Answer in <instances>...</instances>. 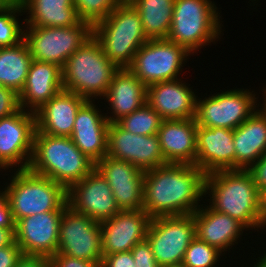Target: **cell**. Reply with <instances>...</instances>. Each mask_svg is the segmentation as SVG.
<instances>
[{"instance_id":"obj_1","label":"cell","mask_w":266,"mask_h":267,"mask_svg":"<svg viewBox=\"0 0 266 267\" xmlns=\"http://www.w3.org/2000/svg\"><path fill=\"white\" fill-rule=\"evenodd\" d=\"M205 178L190 164L168 163L146 171L142 209L151 219L193 214L205 197Z\"/></svg>"},{"instance_id":"obj_2","label":"cell","mask_w":266,"mask_h":267,"mask_svg":"<svg viewBox=\"0 0 266 267\" xmlns=\"http://www.w3.org/2000/svg\"><path fill=\"white\" fill-rule=\"evenodd\" d=\"M204 194L209 195L212 209L238 220L248 231L266 228L259 216L260 191L250 170H219L207 174Z\"/></svg>"},{"instance_id":"obj_3","label":"cell","mask_w":266,"mask_h":267,"mask_svg":"<svg viewBox=\"0 0 266 267\" xmlns=\"http://www.w3.org/2000/svg\"><path fill=\"white\" fill-rule=\"evenodd\" d=\"M95 168V162L82 153L70 137L35 131L33 153L28 169L48 177L68 189Z\"/></svg>"},{"instance_id":"obj_4","label":"cell","mask_w":266,"mask_h":267,"mask_svg":"<svg viewBox=\"0 0 266 267\" xmlns=\"http://www.w3.org/2000/svg\"><path fill=\"white\" fill-rule=\"evenodd\" d=\"M93 37L104 55L119 68H128L148 39L141 17L132 3L117 4L103 20L93 25Z\"/></svg>"},{"instance_id":"obj_5","label":"cell","mask_w":266,"mask_h":267,"mask_svg":"<svg viewBox=\"0 0 266 267\" xmlns=\"http://www.w3.org/2000/svg\"><path fill=\"white\" fill-rule=\"evenodd\" d=\"M118 70L119 67L104 55L101 45L92 36L62 68L63 89L87 100L101 99Z\"/></svg>"},{"instance_id":"obj_6","label":"cell","mask_w":266,"mask_h":267,"mask_svg":"<svg viewBox=\"0 0 266 267\" xmlns=\"http://www.w3.org/2000/svg\"><path fill=\"white\" fill-rule=\"evenodd\" d=\"M214 0H175L168 40L185 47L191 54L222 37L224 26ZM222 32V33H221Z\"/></svg>"},{"instance_id":"obj_7","label":"cell","mask_w":266,"mask_h":267,"mask_svg":"<svg viewBox=\"0 0 266 267\" xmlns=\"http://www.w3.org/2000/svg\"><path fill=\"white\" fill-rule=\"evenodd\" d=\"M11 174L10 183L6 182L3 190L9 198L15 223L30 215L63 211L68 206L67 189L63 185L29 169H15Z\"/></svg>"},{"instance_id":"obj_8","label":"cell","mask_w":266,"mask_h":267,"mask_svg":"<svg viewBox=\"0 0 266 267\" xmlns=\"http://www.w3.org/2000/svg\"><path fill=\"white\" fill-rule=\"evenodd\" d=\"M220 91L206 95L203 100L197 97L194 117L197 126L234 130L260 107L259 97L251 88Z\"/></svg>"},{"instance_id":"obj_9","label":"cell","mask_w":266,"mask_h":267,"mask_svg":"<svg viewBox=\"0 0 266 267\" xmlns=\"http://www.w3.org/2000/svg\"><path fill=\"white\" fill-rule=\"evenodd\" d=\"M93 36V26L85 21L71 27H25L33 60L64 67L67 59Z\"/></svg>"},{"instance_id":"obj_10","label":"cell","mask_w":266,"mask_h":267,"mask_svg":"<svg viewBox=\"0 0 266 267\" xmlns=\"http://www.w3.org/2000/svg\"><path fill=\"white\" fill-rule=\"evenodd\" d=\"M190 55L193 56L185 47L168 39H149L136 52L128 68L148 87L179 79Z\"/></svg>"},{"instance_id":"obj_11","label":"cell","mask_w":266,"mask_h":267,"mask_svg":"<svg viewBox=\"0 0 266 267\" xmlns=\"http://www.w3.org/2000/svg\"><path fill=\"white\" fill-rule=\"evenodd\" d=\"M195 237L193 214L152 218L146 234L159 266L182 263Z\"/></svg>"},{"instance_id":"obj_12","label":"cell","mask_w":266,"mask_h":267,"mask_svg":"<svg viewBox=\"0 0 266 267\" xmlns=\"http://www.w3.org/2000/svg\"><path fill=\"white\" fill-rule=\"evenodd\" d=\"M78 259L102 263L101 225L67 206L59 225L58 251Z\"/></svg>"},{"instance_id":"obj_13","label":"cell","mask_w":266,"mask_h":267,"mask_svg":"<svg viewBox=\"0 0 266 267\" xmlns=\"http://www.w3.org/2000/svg\"><path fill=\"white\" fill-rule=\"evenodd\" d=\"M35 131V113L22 108L0 119V169L7 171L10 168L8 172L17 167L18 170L28 169Z\"/></svg>"},{"instance_id":"obj_14","label":"cell","mask_w":266,"mask_h":267,"mask_svg":"<svg viewBox=\"0 0 266 267\" xmlns=\"http://www.w3.org/2000/svg\"><path fill=\"white\" fill-rule=\"evenodd\" d=\"M106 156L132 163L143 172L168 164L157 134L135 135L118 123L109 124Z\"/></svg>"},{"instance_id":"obj_15","label":"cell","mask_w":266,"mask_h":267,"mask_svg":"<svg viewBox=\"0 0 266 267\" xmlns=\"http://www.w3.org/2000/svg\"><path fill=\"white\" fill-rule=\"evenodd\" d=\"M67 204L75 212L100 223L120 211L109 183L96 168L67 189Z\"/></svg>"},{"instance_id":"obj_16","label":"cell","mask_w":266,"mask_h":267,"mask_svg":"<svg viewBox=\"0 0 266 267\" xmlns=\"http://www.w3.org/2000/svg\"><path fill=\"white\" fill-rule=\"evenodd\" d=\"M61 217L62 211H48L15 223V242L24 256L50 258L57 253Z\"/></svg>"},{"instance_id":"obj_17","label":"cell","mask_w":266,"mask_h":267,"mask_svg":"<svg viewBox=\"0 0 266 267\" xmlns=\"http://www.w3.org/2000/svg\"><path fill=\"white\" fill-rule=\"evenodd\" d=\"M95 168L109 183L120 210L143 208L144 172L132 163L104 156Z\"/></svg>"},{"instance_id":"obj_18","label":"cell","mask_w":266,"mask_h":267,"mask_svg":"<svg viewBox=\"0 0 266 267\" xmlns=\"http://www.w3.org/2000/svg\"><path fill=\"white\" fill-rule=\"evenodd\" d=\"M150 216L143 210H120L100 223L102 256L131 251L146 239Z\"/></svg>"},{"instance_id":"obj_19","label":"cell","mask_w":266,"mask_h":267,"mask_svg":"<svg viewBox=\"0 0 266 267\" xmlns=\"http://www.w3.org/2000/svg\"><path fill=\"white\" fill-rule=\"evenodd\" d=\"M179 79L151 84L146 89V103L163 120L194 118L198 95L194 87ZM197 95V96H196Z\"/></svg>"},{"instance_id":"obj_20","label":"cell","mask_w":266,"mask_h":267,"mask_svg":"<svg viewBox=\"0 0 266 267\" xmlns=\"http://www.w3.org/2000/svg\"><path fill=\"white\" fill-rule=\"evenodd\" d=\"M95 101L87 100L80 107L70 138L82 153L96 163L107 155L110 123Z\"/></svg>"},{"instance_id":"obj_21","label":"cell","mask_w":266,"mask_h":267,"mask_svg":"<svg viewBox=\"0 0 266 267\" xmlns=\"http://www.w3.org/2000/svg\"><path fill=\"white\" fill-rule=\"evenodd\" d=\"M232 129L197 126L196 166L206 175L219 170H235Z\"/></svg>"},{"instance_id":"obj_22","label":"cell","mask_w":266,"mask_h":267,"mask_svg":"<svg viewBox=\"0 0 266 267\" xmlns=\"http://www.w3.org/2000/svg\"><path fill=\"white\" fill-rule=\"evenodd\" d=\"M193 220L196 237L208 245L216 247L224 255L235 244L240 243L239 239L242 238L244 230L248 231L238 220L219 213L205 204H201L193 213Z\"/></svg>"},{"instance_id":"obj_23","label":"cell","mask_w":266,"mask_h":267,"mask_svg":"<svg viewBox=\"0 0 266 267\" xmlns=\"http://www.w3.org/2000/svg\"><path fill=\"white\" fill-rule=\"evenodd\" d=\"M63 90L62 67L32 60L23 89L18 94L20 108L35 113Z\"/></svg>"},{"instance_id":"obj_24","label":"cell","mask_w":266,"mask_h":267,"mask_svg":"<svg viewBox=\"0 0 266 267\" xmlns=\"http://www.w3.org/2000/svg\"><path fill=\"white\" fill-rule=\"evenodd\" d=\"M157 135L167 163L196 165L197 125L194 118L163 120Z\"/></svg>"},{"instance_id":"obj_25","label":"cell","mask_w":266,"mask_h":267,"mask_svg":"<svg viewBox=\"0 0 266 267\" xmlns=\"http://www.w3.org/2000/svg\"><path fill=\"white\" fill-rule=\"evenodd\" d=\"M86 101L63 89L35 112L36 130L52 136L71 137L76 114Z\"/></svg>"},{"instance_id":"obj_26","label":"cell","mask_w":266,"mask_h":267,"mask_svg":"<svg viewBox=\"0 0 266 267\" xmlns=\"http://www.w3.org/2000/svg\"><path fill=\"white\" fill-rule=\"evenodd\" d=\"M147 86L129 68H119L114 74L106 95L101 98L108 102L110 113H105L109 123H117L124 116L141 108L146 103ZM110 115H109V114ZM108 114V115H107Z\"/></svg>"},{"instance_id":"obj_27","label":"cell","mask_w":266,"mask_h":267,"mask_svg":"<svg viewBox=\"0 0 266 267\" xmlns=\"http://www.w3.org/2000/svg\"><path fill=\"white\" fill-rule=\"evenodd\" d=\"M233 135L235 170H249L266 152V112L260 107Z\"/></svg>"},{"instance_id":"obj_28","label":"cell","mask_w":266,"mask_h":267,"mask_svg":"<svg viewBox=\"0 0 266 267\" xmlns=\"http://www.w3.org/2000/svg\"><path fill=\"white\" fill-rule=\"evenodd\" d=\"M19 1L26 12L25 27H71L81 22L74 0Z\"/></svg>"},{"instance_id":"obj_29","label":"cell","mask_w":266,"mask_h":267,"mask_svg":"<svg viewBox=\"0 0 266 267\" xmlns=\"http://www.w3.org/2000/svg\"><path fill=\"white\" fill-rule=\"evenodd\" d=\"M32 56L25 39L13 46L0 47V83L17 94L23 89Z\"/></svg>"},{"instance_id":"obj_30","label":"cell","mask_w":266,"mask_h":267,"mask_svg":"<svg viewBox=\"0 0 266 267\" xmlns=\"http://www.w3.org/2000/svg\"><path fill=\"white\" fill-rule=\"evenodd\" d=\"M175 0H133L147 39H167L172 23Z\"/></svg>"},{"instance_id":"obj_31","label":"cell","mask_w":266,"mask_h":267,"mask_svg":"<svg viewBox=\"0 0 266 267\" xmlns=\"http://www.w3.org/2000/svg\"><path fill=\"white\" fill-rule=\"evenodd\" d=\"M22 12L19 0H11L0 10V47L13 46L24 39L25 21L19 20V15L25 14Z\"/></svg>"},{"instance_id":"obj_32","label":"cell","mask_w":266,"mask_h":267,"mask_svg":"<svg viewBox=\"0 0 266 267\" xmlns=\"http://www.w3.org/2000/svg\"><path fill=\"white\" fill-rule=\"evenodd\" d=\"M163 119L147 103L141 108L124 116L117 123L126 131L135 135H154L158 133Z\"/></svg>"},{"instance_id":"obj_33","label":"cell","mask_w":266,"mask_h":267,"mask_svg":"<svg viewBox=\"0 0 266 267\" xmlns=\"http://www.w3.org/2000/svg\"><path fill=\"white\" fill-rule=\"evenodd\" d=\"M223 253L195 237L189 244L182 265L184 267H217Z\"/></svg>"},{"instance_id":"obj_34","label":"cell","mask_w":266,"mask_h":267,"mask_svg":"<svg viewBox=\"0 0 266 267\" xmlns=\"http://www.w3.org/2000/svg\"><path fill=\"white\" fill-rule=\"evenodd\" d=\"M116 5L114 0H74V7L79 19L92 26L105 19Z\"/></svg>"},{"instance_id":"obj_35","label":"cell","mask_w":266,"mask_h":267,"mask_svg":"<svg viewBox=\"0 0 266 267\" xmlns=\"http://www.w3.org/2000/svg\"><path fill=\"white\" fill-rule=\"evenodd\" d=\"M131 253L136 267H159L147 239L137 243L131 249Z\"/></svg>"},{"instance_id":"obj_36","label":"cell","mask_w":266,"mask_h":267,"mask_svg":"<svg viewBox=\"0 0 266 267\" xmlns=\"http://www.w3.org/2000/svg\"><path fill=\"white\" fill-rule=\"evenodd\" d=\"M20 109L18 94L8 87L0 89V119L8 117Z\"/></svg>"},{"instance_id":"obj_37","label":"cell","mask_w":266,"mask_h":267,"mask_svg":"<svg viewBox=\"0 0 266 267\" xmlns=\"http://www.w3.org/2000/svg\"><path fill=\"white\" fill-rule=\"evenodd\" d=\"M49 260L51 267H100L101 265L98 262L78 259L64 254H55Z\"/></svg>"},{"instance_id":"obj_38","label":"cell","mask_w":266,"mask_h":267,"mask_svg":"<svg viewBox=\"0 0 266 267\" xmlns=\"http://www.w3.org/2000/svg\"><path fill=\"white\" fill-rule=\"evenodd\" d=\"M23 256L21 248L14 241L11 245L0 248V267H16Z\"/></svg>"},{"instance_id":"obj_39","label":"cell","mask_w":266,"mask_h":267,"mask_svg":"<svg viewBox=\"0 0 266 267\" xmlns=\"http://www.w3.org/2000/svg\"><path fill=\"white\" fill-rule=\"evenodd\" d=\"M100 267H136L131 251L103 256Z\"/></svg>"},{"instance_id":"obj_40","label":"cell","mask_w":266,"mask_h":267,"mask_svg":"<svg viewBox=\"0 0 266 267\" xmlns=\"http://www.w3.org/2000/svg\"><path fill=\"white\" fill-rule=\"evenodd\" d=\"M0 227L15 228V221L9 204V198L3 189H0Z\"/></svg>"},{"instance_id":"obj_41","label":"cell","mask_w":266,"mask_h":267,"mask_svg":"<svg viewBox=\"0 0 266 267\" xmlns=\"http://www.w3.org/2000/svg\"><path fill=\"white\" fill-rule=\"evenodd\" d=\"M249 170L253 173L259 191L266 189V152Z\"/></svg>"},{"instance_id":"obj_42","label":"cell","mask_w":266,"mask_h":267,"mask_svg":"<svg viewBox=\"0 0 266 267\" xmlns=\"http://www.w3.org/2000/svg\"><path fill=\"white\" fill-rule=\"evenodd\" d=\"M16 267H51V264L47 257L23 256Z\"/></svg>"},{"instance_id":"obj_43","label":"cell","mask_w":266,"mask_h":267,"mask_svg":"<svg viewBox=\"0 0 266 267\" xmlns=\"http://www.w3.org/2000/svg\"><path fill=\"white\" fill-rule=\"evenodd\" d=\"M15 228L0 227V248L11 245L15 241Z\"/></svg>"},{"instance_id":"obj_44","label":"cell","mask_w":266,"mask_h":267,"mask_svg":"<svg viewBox=\"0 0 266 267\" xmlns=\"http://www.w3.org/2000/svg\"><path fill=\"white\" fill-rule=\"evenodd\" d=\"M259 216L261 221L266 225V189L260 190Z\"/></svg>"},{"instance_id":"obj_45","label":"cell","mask_w":266,"mask_h":267,"mask_svg":"<svg viewBox=\"0 0 266 267\" xmlns=\"http://www.w3.org/2000/svg\"><path fill=\"white\" fill-rule=\"evenodd\" d=\"M256 263L252 265L253 267H266V251L263 255L258 257V260L255 261Z\"/></svg>"},{"instance_id":"obj_46","label":"cell","mask_w":266,"mask_h":267,"mask_svg":"<svg viewBox=\"0 0 266 267\" xmlns=\"http://www.w3.org/2000/svg\"><path fill=\"white\" fill-rule=\"evenodd\" d=\"M262 88H263V89H262V90H263V91H262V92H263V93H262V94H263V95H262V96H263V100H262V101H263V104H260V105H261L260 107L266 112V85H265V87L263 86ZM264 97H265V98H264ZM264 99H265V100H264Z\"/></svg>"},{"instance_id":"obj_47","label":"cell","mask_w":266,"mask_h":267,"mask_svg":"<svg viewBox=\"0 0 266 267\" xmlns=\"http://www.w3.org/2000/svg\"><path fill=\"white\" fill-rule=\"evenodd\" d=\"M159 267H184V266L182 265V263H179V264L162 265Z\"/></svg>"},{"instance_id":"obj_48","label":"cell","mask_w":266,"mask_h":267,"mask_svg":"<svg viewBox=\"0 0 266 267\" xmlns=\"http://www.w3.org/2000/svg\"><path fill=\"white\" fill-rule=\"evenodd\" d=\"M11 0H0V10L6 6Z\"/></svg>"},{"instance_id":"obj_49","label":"cell","mask_w":266,"mask_h":267,"mask_svg":"<svg viewBox=\"0 0 266 267\" xmlns=\"http://www.w3.org/2000/svg\"><path fill=\"white\" fill-rule=\"evenodd\" d=\"M117 4L132 3L133 0H114Z\"/></svg>"},{"instance_id":"obj_50","label":"cell","mask_w":266,"mask_h":267,"mask_svg":"<svg viewBox=\"0 0 266 267\" xmlns=\"http://www.w3.org/2000/svg\"><path fill=\"white\" fill-rule=\"evenodd\" d=\"M250 1L253 2V4H252L253 6H254V5H258V3L256 4V1L258 2V0H250ZM254 1H255V2H254Z\"/></svg>"}]
</instances>
